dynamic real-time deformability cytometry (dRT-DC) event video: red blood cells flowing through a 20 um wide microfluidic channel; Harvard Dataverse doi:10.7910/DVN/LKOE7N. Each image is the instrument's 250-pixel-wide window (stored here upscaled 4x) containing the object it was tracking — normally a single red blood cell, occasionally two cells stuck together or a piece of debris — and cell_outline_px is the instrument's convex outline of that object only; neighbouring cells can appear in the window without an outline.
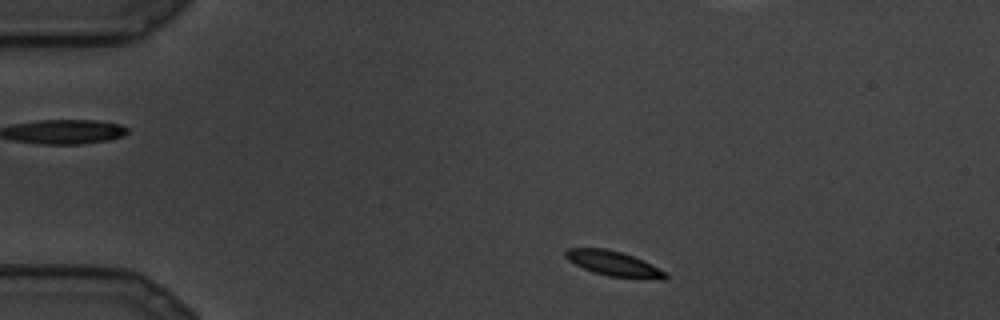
{"species": "common noctule bat (a hibernating species)", "species_latin": "Nyctalus noctula", "temperature_condition": "cold", "stored_images_in_passage": 25, "camera_frame_rate_fps": 3000, "um_per_image_px": 0.085, "animal": {"sex": "male", "body_mass_g": 19.5, "forearm_length_mm": 54.6}, "frame": {"image": 1, "passage_image": 3, "time_ms": 0.667, "image_size_px": [1000, 320], "cell_outline_px": [[668, 276], [664, 280], [608, 276], [592, 272], [568, 260], [564, 256], [564, 252], [568, 248], [604, 248], [620, 252], [632, 256], [668, 272]], "centroid_in_image_um": [52.17, 22.42], "position_along_channel_um": 32.8, "area_um2": 14.45}}
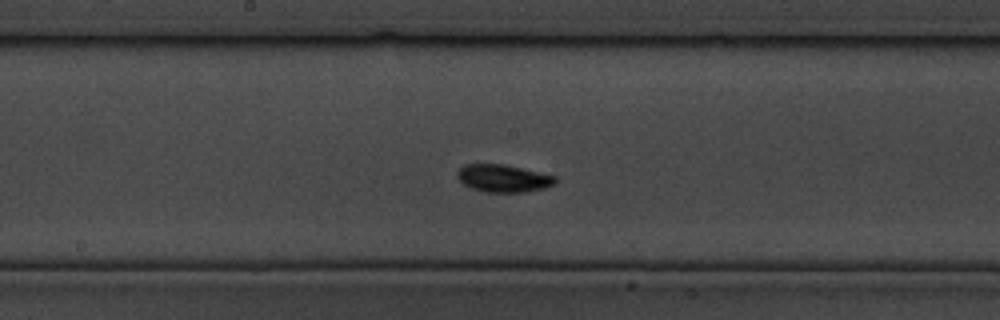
{"frame": {"image": 2, "passage_image": 12, "time_ms": 3.667, "image_size_px": [1000, 320], "cell_outline_px": [[556, 180], [552, 184], [544, 188], [524, 192], [484, 192], [472, 188], [464, 184], [456, 176], [456, 172], [464, 164], [504, 164], [556, 176]], "centroid_in_image_um": [42.74, 15.15], "position_along_channel_um": 205.5, "area_um2": 15.61}}
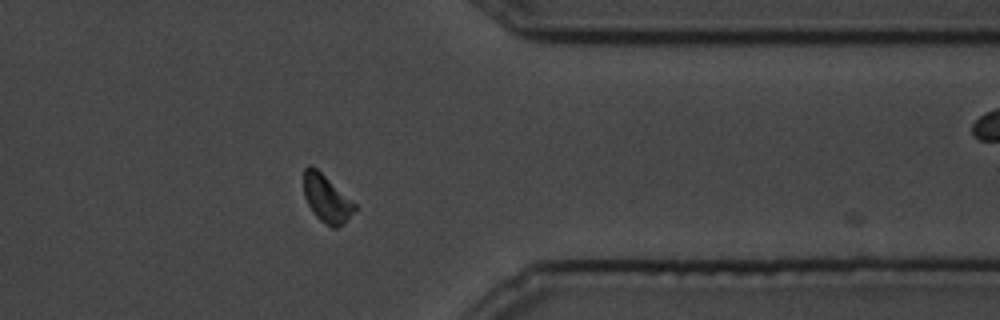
{"frame": {"image": 3, "passage_image": 20, "time_ms": 6.333, "image_size_px": [1000, 320], "cell_outline_px": [[356, 208], [344, 224], [336, 228], [332, 228], [320, 220], [312, 212], [304, 196], [304, 168], [308, 164], [316, 168], [356, 204]], "centroid_in_image_um": [27.75, 16.89], "position_along_channel_um": 383.7, "area_um2": 13.93}}